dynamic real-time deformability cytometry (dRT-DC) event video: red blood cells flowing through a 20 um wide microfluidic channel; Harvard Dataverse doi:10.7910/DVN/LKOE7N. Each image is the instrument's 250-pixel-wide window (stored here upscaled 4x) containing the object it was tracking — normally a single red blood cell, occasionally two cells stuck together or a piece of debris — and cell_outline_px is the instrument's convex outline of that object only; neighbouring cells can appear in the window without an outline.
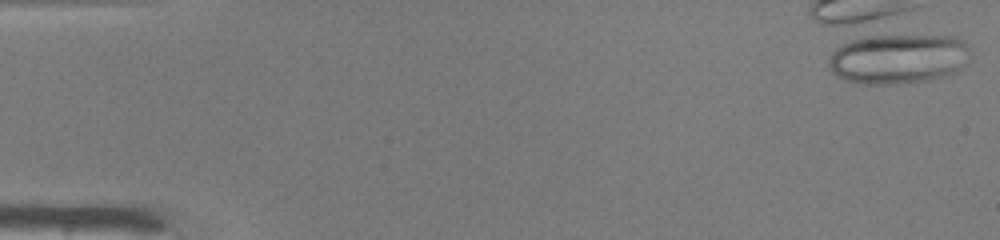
{"species": "common noctule bat (a hibernating species)", "species_latin": "Nyctalus noctula", "temperature_condition": "warm", "stored_images_in_passage": 1, "camera_frame_rate_fps": 3000, "um_per_image_px": 0.085, "animal": {"sex": "male", "body_mass_g": 19.0, "forearm_length_mm": 50.8}, "frame": {"image": 1, "passage_image": 1, "time_ms": 0.0, "image_size_px": [1000, 240], "cell_outline_px": [[968, 52], [960, 68], [956, 72], [944, 76], [928, 80], [892, 84], [852, 84], [836, 76], [832, 72], [828, 64], [828, 60], [832, 52], [840, 44], [860, 36], [880, 32], [884, 32], [952, 36], [964, 40], [968, 44]], "centroid_in_image_um": [76.26, 4.93], "position_along_channel_um": 8.7, "area_um2": 42.66}}